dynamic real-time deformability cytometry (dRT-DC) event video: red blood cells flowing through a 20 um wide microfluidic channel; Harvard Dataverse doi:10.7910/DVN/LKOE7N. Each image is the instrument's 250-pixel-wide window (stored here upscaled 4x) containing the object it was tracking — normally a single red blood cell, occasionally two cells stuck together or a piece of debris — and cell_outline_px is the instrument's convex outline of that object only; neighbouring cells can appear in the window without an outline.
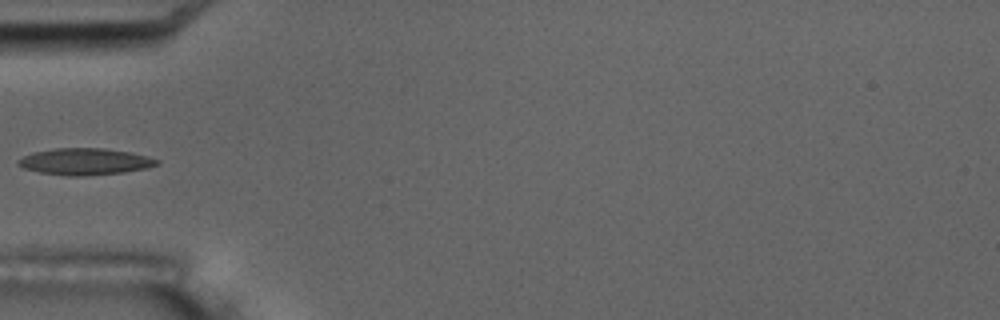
{"species": "common noctule bat (a hibernating species)", "species_latin": "Nyctalus noctula", "temperature_condition": "room temperature", "stored_images_in_passage": 6, "camera_frame_rate_fps": 3000, "um_per_image_px": 0.085, "animal": {"sex": "male", "body_mass_g": 17.5, "forearm_length_mm": 52.3}, "frame": {"image": 1, "passage_image": 3, "time_ms": 2.333, "image_size_px": [1000, 320], "cell_outline_px": [[160, 164], [148, 168], [124, 172], [84, 176], [64, 176], [40, 172], [24, 168], [16, 164], [16, 160], [32, 152], [56, 148], [104, 148], [132, 152], [160, 160]], "centroid_in_image_um": [7.23, 13.73], "position_along_channel_um": 77.8, "area_um2": 21.73}}
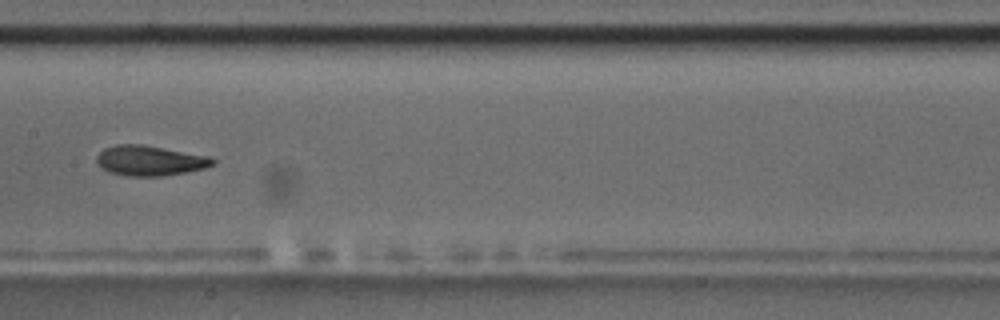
{"frame": {"image": 2, "passage_image": 6, "time_ms": 5.667, "image_size_px": [1000, 320], "cell_outline_px": [[216, 160], [212, 164], [204, 168], [184, 172], [160, 176], [128, 176], [108, 172], [96, 160], [96, 156], [104, 148], [116, 144], [140, 144], [208, 156]], "centroid_in_image_um": [12.7, 13.65], "position_along_channel_um": 194.7, "area_um2": 20.0}}